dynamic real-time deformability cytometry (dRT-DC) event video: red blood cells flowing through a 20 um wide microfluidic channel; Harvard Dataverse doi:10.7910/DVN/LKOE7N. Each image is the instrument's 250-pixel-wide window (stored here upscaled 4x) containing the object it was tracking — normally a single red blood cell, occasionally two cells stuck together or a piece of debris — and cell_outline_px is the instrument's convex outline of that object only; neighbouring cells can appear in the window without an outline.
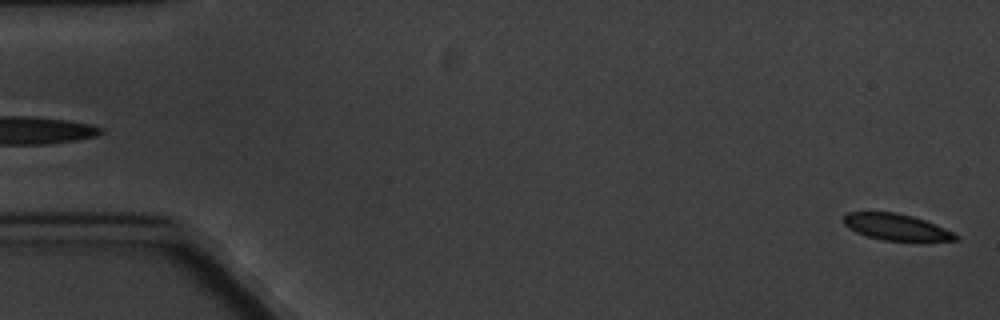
{"species": "common noctule bat (a hibernating species)", "species_latin": "Nyctalus noctula", "temperature_condition": "cold", "stored_images_in_passage": 5, "segment_of_instrument_passage": [2, 2], "camera_frame_rate_fps": 3000, "um_per_image_px": 0.085, "animal": {"sex": "male", "body_mass_g": 20.1, "forearm_length_mm": 53.5}, "frame": {"image": 1, "passage_image": 5, "time_ms": 5.667, "image_size_px": [1000, 320], "cell_outline_px": [[960, 236], [956, 240], [884, 240], [868, 236], [856, 232], [848, 228], [844, 224], [844, 216], [848, 212], [896, 212], [912, 216], [936, 224]], "centroid_in_image_um": [76.15, 19.28], "position_along_channel_um": 8.8, "area_um2": 16.88}}